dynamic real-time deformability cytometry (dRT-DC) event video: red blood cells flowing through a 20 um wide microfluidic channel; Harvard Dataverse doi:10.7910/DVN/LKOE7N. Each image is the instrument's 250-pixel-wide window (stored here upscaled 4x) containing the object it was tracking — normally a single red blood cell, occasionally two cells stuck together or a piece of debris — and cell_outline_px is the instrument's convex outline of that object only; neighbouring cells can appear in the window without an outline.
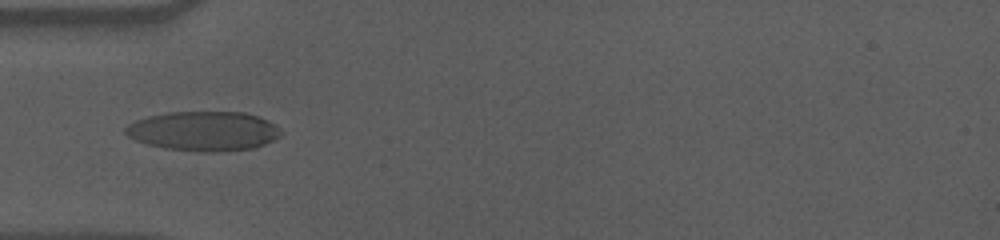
{"species": "human", "species_latin": "Homo sapiens", "temperature_condition": "cold", "stored_images_in_passage": 40, "camera_frame_rate_fps": 3000, "um_per_image_px": 0.085, "donor": {"sex": "male"}, "frame": {"image": 1, "passage_image": 1, "time_ms": 0.0, "image_size_px": [1000, 240], "cell_outline_px": [[284, 132], [280, 136], [264, 144], [252, 148], [216, 152], [196, 152], [164, 148], [148, 144], [136, 140], [128, 136], [124, 132], [124, 128], [128, 124], [136, 120], [148, 116], [168, 112], [244, 112], [268, 120]], "centroid_in_image_um": [17.29, 11.14], "position_along_channel_um": 67.7, "area_um2": 35.84}}
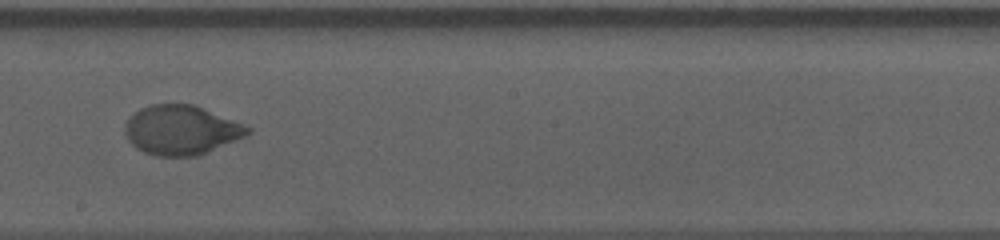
{"frame": {"image": 2, "passage_image": 15, "time_ms": 4.667, "image_size_px": [1000, 240], "cell_outline_px": [[252, 132], [244, 136], [200, 156], [156, 156], [144, 152], [136, 148], [128, 140], [124, 132], [124, 124], [140, 108], [148, 104], [192, 104], [244, 124], [252, 128]], "centroid_in_image_um": [15.39, 11.06], "position_along_channel_um": 232.8, "area_um2": 35.32}}
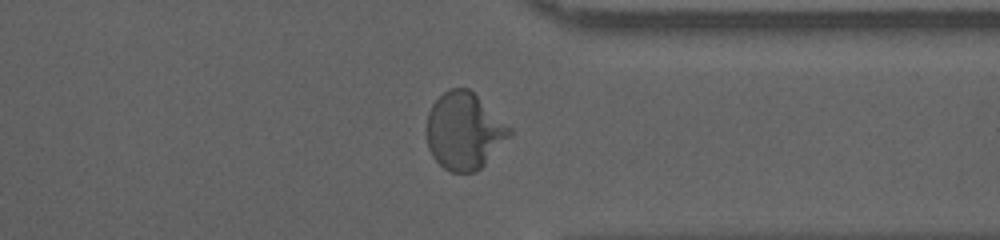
{"frame": {"image": 3, "passage_image": 27, "time_ms": 8.667, "image_size_px": [1000, 240], "cell_outline_px": [[512, 132], [484, 164], [476, 172], [452, 172], [444, 168], [432, 156], [428, 148], [428, 112], [432, 104], [448, 88], [468, 88], [512, 128]], "centroid_in_image_um": [39.44, 11.13], "position_along_channel_um": 372.0, "area_um2": 36.47}, "authors_computed_cell_mechanics": {"area_um2": 35.6048, "velocity_mm_per_s": 3.536, "shape_relaxation_time_tau1_ms": 4.0714, "shape_relaxation_time_tau2_ms": null, "deformation_change_tau1": 0.1874, "deformation_change_tau2": null}}